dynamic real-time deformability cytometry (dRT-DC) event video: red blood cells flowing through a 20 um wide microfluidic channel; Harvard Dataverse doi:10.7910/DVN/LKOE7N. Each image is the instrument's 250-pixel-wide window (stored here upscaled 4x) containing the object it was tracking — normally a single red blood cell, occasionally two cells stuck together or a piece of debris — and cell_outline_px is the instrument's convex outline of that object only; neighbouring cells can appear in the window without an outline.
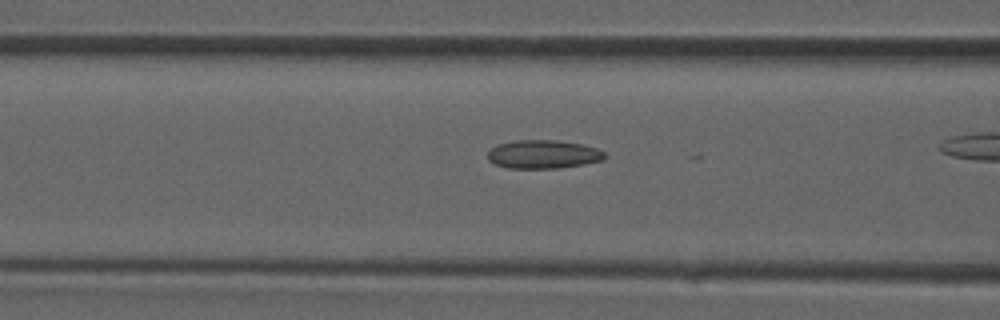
{"species": "common noctule bat (a hibernating species)", "species_latin": "Nyctalus noctula", "temperature_condition": "room temperature", "stored_images_in_passage": 22, "camera_frame_rate_fps": 3000, "um_per_image_px": 0.085, "animal": {"sex": "male", "forearm_length_mm": 52.5}, "frame": {"image": 1, "passage_image": 15, "time_ms": 4.667, "image_size_px": [1000, 320], "cell_outline_px": [[608, 156], [604, 160], [584, 164], [560, 168], [508, 168], [496, 164], [488, 160], [488, 152], [496, 144], [516, 140], [556, 140], [584, 144], [596, 148], [604, 152]], "centroid_in_image_um": [46.2, 13.11], "position_along_channel_um": 120.4, "area_um2": 19.59}}